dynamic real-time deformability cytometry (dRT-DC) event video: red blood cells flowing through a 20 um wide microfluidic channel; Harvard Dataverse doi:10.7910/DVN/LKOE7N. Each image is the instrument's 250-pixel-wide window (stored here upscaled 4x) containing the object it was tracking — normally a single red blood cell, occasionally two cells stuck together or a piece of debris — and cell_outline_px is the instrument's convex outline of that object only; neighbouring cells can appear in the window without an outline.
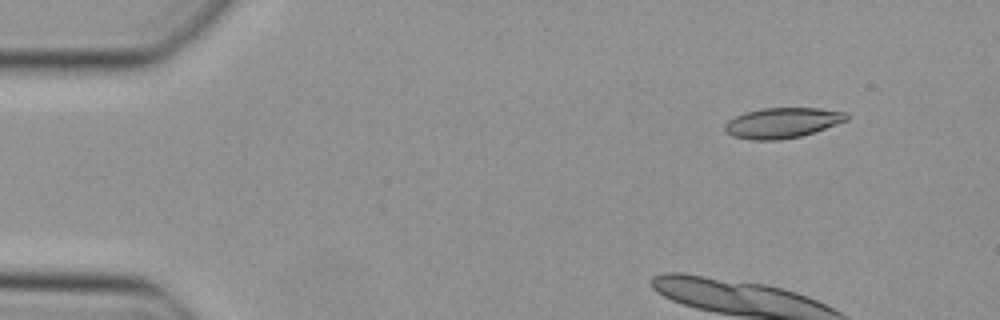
{"species": "Egyptian fruit bat (a non-hibernating species)", "species_latin": "Rousettus aegyptiacus", "temperature_condition": "cold", "stored_images_in_passage": 9, "camera_frame_rate_fps": 3000, "um_per_image_px": 0.085, "animal": {"sex": "female"}, "frame": {"image": 1, "passage_image": 1, "time_ms": 0.0, "image_size_px": [1000, 320], "cell_outline_px": [[848, 120], [800, 136], [776, 140], [752, 140], [732, 136], [724, 132], [724, 124], [728, 120], [744, 112], [764, 108], [820, 108], [844, 112], [848, 116]], "centroid_in_image_um": [66.44, 10.44], "position_along_channel_um": 18.6, "area_um2": 21.39}}